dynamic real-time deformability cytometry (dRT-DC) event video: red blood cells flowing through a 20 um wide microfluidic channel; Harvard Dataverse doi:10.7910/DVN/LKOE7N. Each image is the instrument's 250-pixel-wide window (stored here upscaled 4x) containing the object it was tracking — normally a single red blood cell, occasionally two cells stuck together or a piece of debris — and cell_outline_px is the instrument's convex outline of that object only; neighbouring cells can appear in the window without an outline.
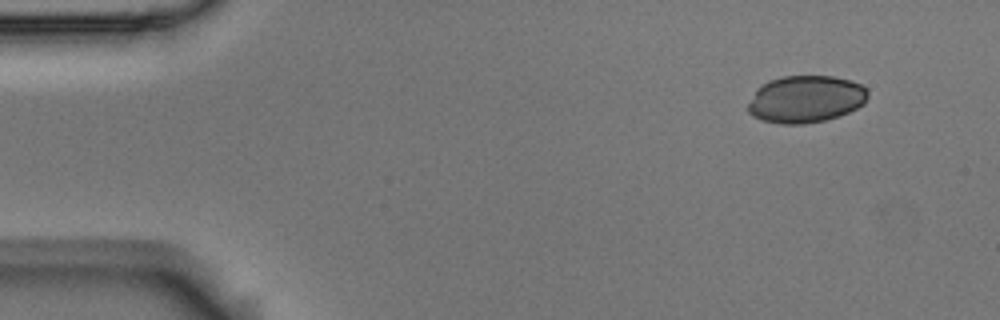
{"species": "Egyptian fruit bat (a non-hibernating species)", "species_latin": "Rousettus aegyptiacus", "temperature_condition": "room temperature", "stored_images_in_passage": 4, "camera_frame_rate_fps": 3000, "um_per_image_px": 0.085, "animal": {"sex": "male"}, "frame": {"image": 1, "passage_image": 1, "time_ms": 0.0, "image_size_px": [1000, 320], "cell_outline_px": [[868, 96], [864, 104], [848, 112], [824, 120], [804, 124], [780, 124], [764, 120], [752, 116], [748, 112], [748, 104], [756, 88], [760, 84], [768, 80], [784, 76], [832, 76], [852, 80], [868, 88]], "centroid_in_image_um": [68.48, 8.41], "position_along_channel_um": 16.5, "area_um2": 33.12}}